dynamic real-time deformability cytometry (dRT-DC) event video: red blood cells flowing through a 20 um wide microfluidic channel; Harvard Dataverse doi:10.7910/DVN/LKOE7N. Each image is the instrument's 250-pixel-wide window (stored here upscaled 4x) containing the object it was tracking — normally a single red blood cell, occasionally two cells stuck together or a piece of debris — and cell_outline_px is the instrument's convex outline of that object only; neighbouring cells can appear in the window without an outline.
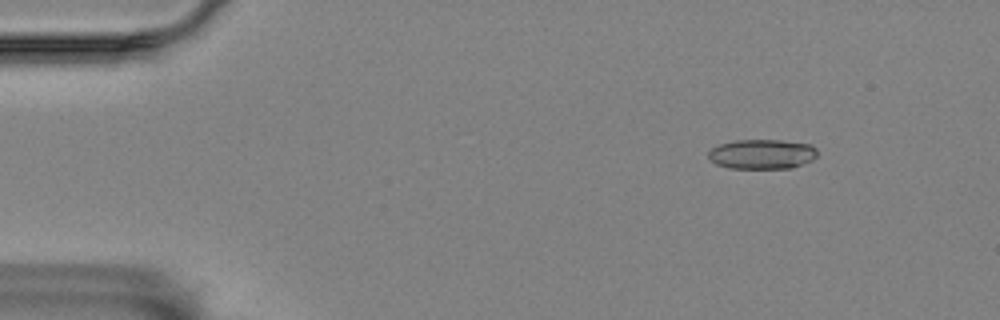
{"species": "Egyptian fruit bat (a non-hibernating species)", "species_latin": "Rousettus aegyptiacus", "temperature_condition": "room temperature", "stored_images_in_passage": 18, "camera_frame_rate_fps": 3000, "um_per_image_px": 0.085, "animal": {"sex": "female"}, "frame": {"image": 1, "passage_image": 7, "time_ms": 2.0, "image_size_px": [1000, 320], "cell_outline_px": [[816, 156], [812, 160], [792, 168], [728, 168], [716, 164], [708, 156], [708, 152], [712, 148], [720, 144], [732, 140], [784, 140], [812, 144], [816, 148]], "centroid_in_image_um": [64.78, 13.09], "position_along_channel_um": 20.2, "area_um2": 18.96}}
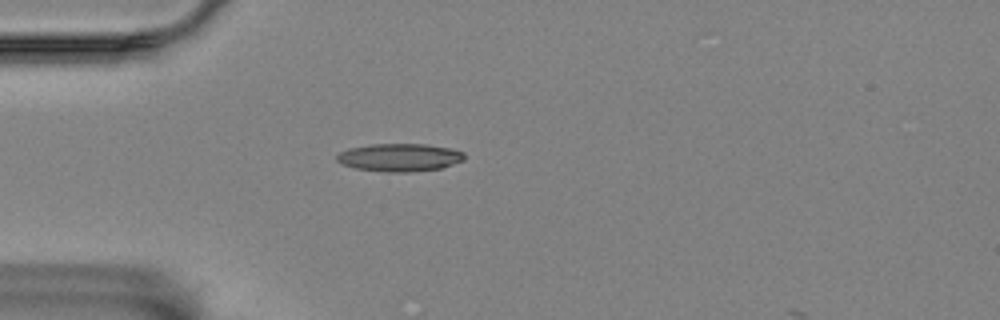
{"frame": {"image": 2, "passage_image": 16, "time_ms": 5.0, "image_size_px": [1000, 320], "cell_outline_px": [[464, 160], [440, 168], [408, 172], [388, 172], [356, 168], [344, 164], [336, 160], [336, 156], [340, 152], [348, 148], [372, 144], [424, 144], [452, 148], [464, 152]], "centroid_in_image_um": [33.97, 13.37], "position_along_channel_um": 51.0, "area_um2": 20.58}}